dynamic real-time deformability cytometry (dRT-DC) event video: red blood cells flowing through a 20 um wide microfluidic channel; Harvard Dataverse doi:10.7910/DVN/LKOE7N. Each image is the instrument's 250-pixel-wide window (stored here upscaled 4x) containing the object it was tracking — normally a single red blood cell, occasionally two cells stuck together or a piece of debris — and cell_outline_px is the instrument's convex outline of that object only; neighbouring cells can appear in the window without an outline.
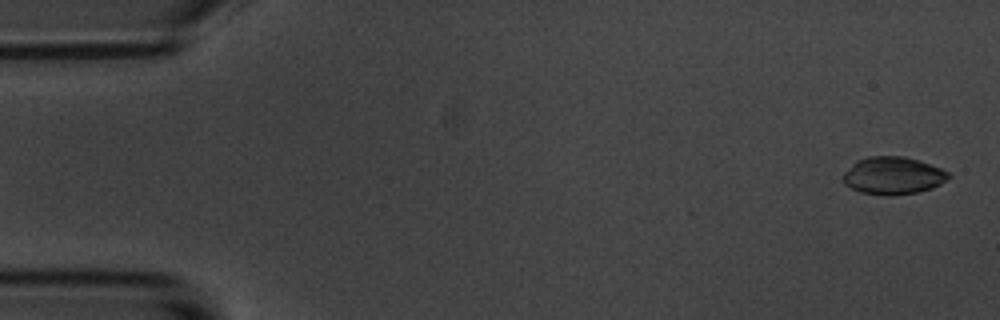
{"species": "common noctule bat (a hibernating species)", "species_latin": "Nyctalus noctula", "temperature_condition": "room temperature", "stored_images_in_passage": 56, "camera_frame_rate_fps": 3000, "um_per_image_px": 0.085, "animal": {"sex": "male", "body_mass_g": 20.1, "forearm_length_mm": 53.5}, "frame": {"image": 1, "passage_image": 2, "time_ms": 0.333, "image_size_px": [1000, 320], "cell_outline_px": [[952, 176], [948, 180], [932, 188], [916, 192], [888, 196], [884, 196], [860, 192], [844, 184], [840, 176], [856, 160], [868, 156], [904, 156], [920, 160], [940, 168], [948, 172]], "centroid_in_image_um": [75.89, 14.92], "position_along_channel_um": 9.1, "area_um2": 23.35}}
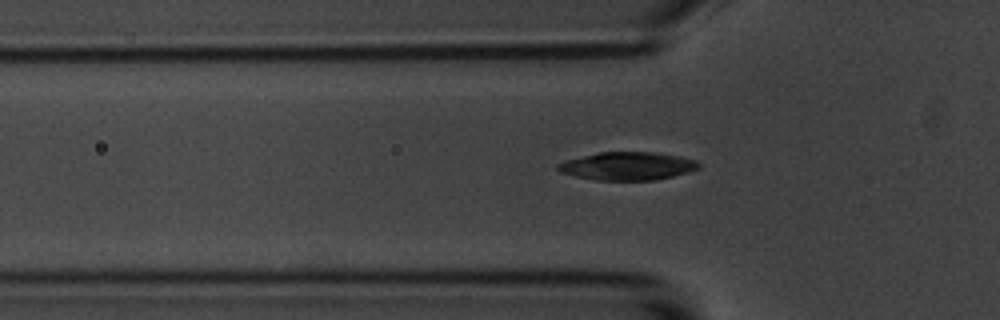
{"frame": {"image": 2, "passage_image": 18, "time_ms": 5.667, "image_size_px": [1000, 320], "cell_outline_px": [[700, 168], [688, 172], [656, 180], [596, 180], [576, 176], [560, 172], [556, 168], [556, 164], [564, 160], [600, 152], [652, 152], [680, 156], [696, 160], [700, 164]], "centroid_in_image_um": [53.33, 14.11], "position_along_channel_um": 72.5, "area_um2": 23.06}}
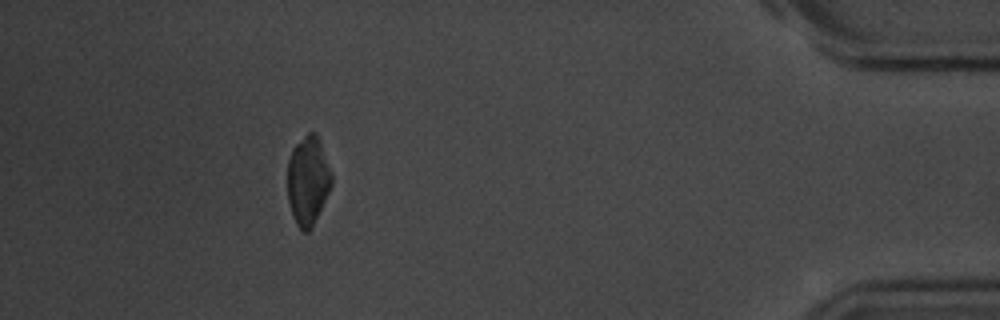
{"frame": {"image": 3, "passage_image": 51, "time_ms": 16.667, "image_size_px": [1000, 320], "cell_outline_px": [[332, 184], [312, 228], [308, 232], [304, 232], [296, 224], [288, 200], [288, 160], [292, 148], [308, 132], [316, 132], [332, 176]], "centroid_in_image_um": [26.16, 15.36], "position_along_channel_um": 409.0, "area_um2": 22.48}, "authors_computed_cell_mechanics": {"area_um2": 23.4957, "velocity_mm_per_s": 3.5609, "shape_relaxation_time_tau1_ms": 4.297, "shape_relaxation_time_tau2_ms": 4.0219, "deformation_change_tau1": 0.123, "deformation_change_tau2": 0.0877}}